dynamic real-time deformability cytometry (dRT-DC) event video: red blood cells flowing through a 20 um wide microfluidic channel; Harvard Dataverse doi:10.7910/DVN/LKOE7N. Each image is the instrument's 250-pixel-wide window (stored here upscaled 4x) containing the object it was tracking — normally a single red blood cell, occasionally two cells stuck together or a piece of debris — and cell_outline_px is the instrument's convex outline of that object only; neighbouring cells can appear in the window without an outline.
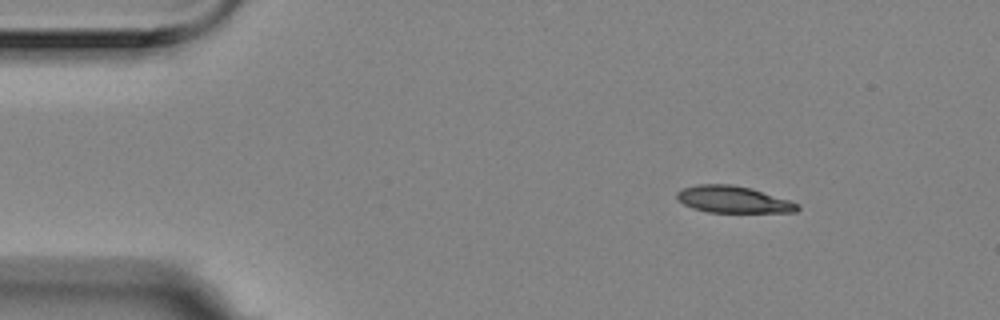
{"species": "Egyptian fruit bat (a non-hibernating species)", "species_latin": "Rousettus aegyptiacus", "temperature_condition": "room temperature", "stored_images_in_passage": 3, "camera_frame_rate_fps": 3000, "um_per_image_px": 0.085, "animal": {"sex": "female"}, "frame": {"image": 1, "passage_image": 1, "time_ms": 0.0, "image_size_px": [1000, 320], "cell_outline_px": [[800, 208], [796, 212], [708, 212], [692, 208], [676, 200], [676, 192], [684, 188], [696, 184], [732, 184], [752, 188], [800, 204]], "centroid_in_image_um": [62.3, 16.95], "position_along_channel_um": 22.7, "area_um2": 18.9}}